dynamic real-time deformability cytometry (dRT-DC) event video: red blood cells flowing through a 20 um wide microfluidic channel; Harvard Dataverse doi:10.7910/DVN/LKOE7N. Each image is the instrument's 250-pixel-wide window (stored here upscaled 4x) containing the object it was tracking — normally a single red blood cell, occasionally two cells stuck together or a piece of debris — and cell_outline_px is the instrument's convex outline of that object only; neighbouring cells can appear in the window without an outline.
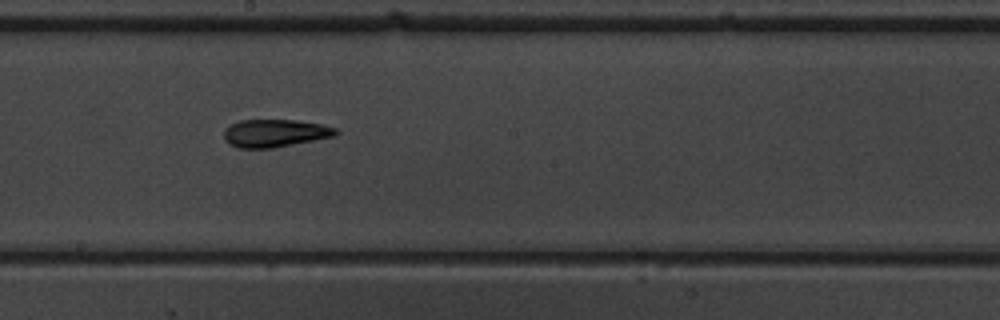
{"species": "common noctule bat (a hibernating species)", "species_latin": "Nyctalus noctula", "temperature_condition": "warm", "stored_images_in_passage": 12, "camera_frame_rate_fps": 3000, "um_per_image_px": 0.085, "animal": {"sex": "male", "body_mass_g": 19.5, "forearm_length_mm": 54.6}, "frame": {"image": 1, "passage_image": 6, "time_ms": 6.667, "image_size_px": [1000, 320], "cell_outline_px": [[340, 132], [332, 136], [316, 140], [272, 148], [240, 148], [228, 144], [224, 140], [224, 128], [240, 120], [296, 120], [320, 124], [336, 128]], "centroid_in_image_um": [23.34, 11.32], "position_along_channel_um": 224.9, "area_um2": 18.09}}
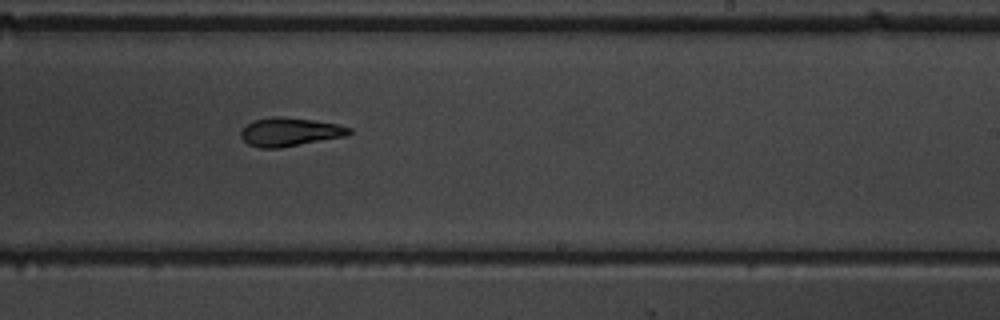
{"frame": {"image": 2, "passage_image": 7, "time_ms": 7.667, "image_size_px": [1000, 320], "cell_outline_px": [[352, 132], [344, 136], [280, 148], [260, 148], [248, 144], [240, 136], [240, 132], [252, 120], [272, 116], [284, 116], [312, 120], [336, 124], [352, 128]], "centroid_in_image_um": [24.6, 11.2], "position_along_channel_um": 264.4, "area_um2": 17.92}}
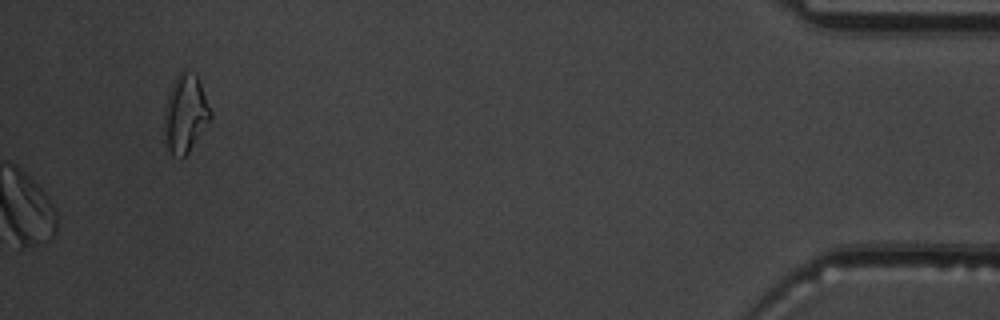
{"frame": {"image": 3, "passage_image": 12, "time_ms": 13.333, "image_size_px": [1000, 320], "cell_outline_px": [[212, 116], [188, 152], [180, 160], [172, 156], [168, 148], [164, 132], [164, 112], [168, 92], [176, 76], [184, 68], [196, 76], [200, 84], [212, 112]], "centroid_in_image_um": [15.73, 9.67], "position_along_channel_um": 419.5, "area_um2": 20.81}}